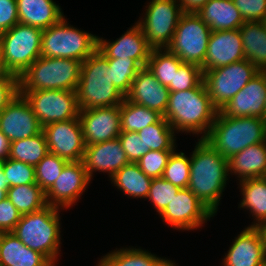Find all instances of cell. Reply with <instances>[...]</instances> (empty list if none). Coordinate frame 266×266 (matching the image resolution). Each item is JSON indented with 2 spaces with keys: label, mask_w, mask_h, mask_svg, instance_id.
I'll use <instances>...</instances> for the list:
<instances>
[{
  "label": "cell",
  "mask_w": 266,
  "mask_h": 266,
  "mask_svg": "<svg viewBox=\"0 0 266 266\" xmlns=\"http://www.w3.org/2000/svg\"><path fill=\"white\" fill-rule=\"evenodd\" d=\"M229 177L228 160L204 139H198L190 155L188 188L214 214Z\"/></svg>",
  "instance_id": "obj_1"
},
{
  "label": "cell",
  "mask_w": 266,
  "mask_h": 266,
  "mask_svg": "<svg viewBox=\"0 0 266 266\" xmlns=\"http://www.w3.org/2000/svg\"><path fill=\"white\" fill-rule=\"evenodd\" d=\"M218 110L211 103L205 84L185 91L169 92L163 117L176 132L201 135L204 139L214 123Z\"/></svg>",
  "instance_id": "obj_2"
},
{
  "label": "cell",
  "mask_w": 266,
  "mask_h": 266,
  "mask_svg": "<svg viewBox=\"0 0 266 266\" xmlns=\"http://www.w3.org/2000/svg\"><path fill=\"white\" fill-rule=\"evenodd\" d=\"M204 140L228 160L246 147L266 141V121L260 117H228L218 111Z\"/></svg>",
  "instance_id": "obj_3"
},
{
  "label": "cell",
  "mask_w": 266,
  "mask_h": 266,
  "mask_svg": "<svg viewBox=\"0 0 266 266\" xmlns=\"http://www.w3.org/2000/svg\"><path fill=\"white\" fill-rule=\"evenodd\" d=\"M108 59L96 50L82 62L76 90L80 110L120 105L125 95L113 84Z\"/></svg>",
  "instance_id": "obj_4"
},
{
  "label": "cell",
  "mask_w": 266,
  "mask_h": 266,
  "mask_svg": "<svg viewBox=\"0 0 266 266\" xmlns=\"http://www.w3.org/2000/svg\"><path fill=\"white\" fill-rule=\"evenodd\" d=\"M60 208L47 205L22 215L12 233L27 247L45 255L54 265L60 255Z\"/></svg>",
  "instance_id": "obj_5"
},
{
  "label": "cell",
  "mask_w": 266,
  "mask_h": 266,
  "mask_svg": "<svg viewBox=\"0 0 266 266\" xmlns=\"http://www.w3.org/2000/svg\"><path fill=\"white\" fill-rule=\"evenodd\" d=\"M82 62L40 56L20 77L19 92L36 90L76 91Z\"/></svg>",
  "instance_id": "obj_6"
},
{
  "label": "cell",
  "mask_w": 266,
  "mask_h": 266,
  "mask_svg": "<svg viewBox=\"0 0 266 266\" xmlns=\"http://www.w3.org/2000/svg\"><path fill=\"white\" fill-rule=\"evenodd\" d=\"M42 32L17 23L0 34V60L6 73L20 77L41 56Z\"/></svg>",
  "instance_id": "obj_7"
},
{
  "label": "cell",
  "mask_w": 266,
  "mask_h": 266,
  "mask_svg": "<svg viewBox=\"0 0 266 266\" xmlns=\"http://www.w3.org/2000/svg\"><path fill=\"white\" fill-rule=\"evenodd\" d=\"M98 47V36L69 25L65 16L44 29L41 37V56L49 58L86 60Z\"/></svg>",
  "instance_id": "obj_8"
},
{
  "label": "cell",
  "mask_w": 266,
  "mask_h": 266,
  "mask_svg": "<svg viewBox=\"0 0 266 266\" xmlns=\"http://www.w3.org/2000/svg\"><path fill=\"white\" fill-rule=\"evenodd\" d=\"M210 34V27L195 12H184L166 49L182 62L197 65L203 70Z\"/></svg>",
  "instance_id": "obj_9"
},
{
  "label": "cell",
  "mask_w": 266,
  "mask_h": 266,
  "mask_svg": "<svg viewBox=\"0 0 266 266\" xmlns=\"http://www.w3.org/2000/svg\"><path fill=\"white\" fill-rule=\"evenodd\" d=\"M259 72L247 59L203 70V83L213 106L220 111Z\"/></svg>",
  "instance_id": "obj_10"
},
{
  "label": "cell",
  "mask_w": 266,
  "mask_h": 266,
  "mask_svg": "<svg viewBox=\"0 0 266 266\" xmlns=\"http://www.w3.org/2000/svg\"><path fill=\"white\" fill-rule=\"evenodd\" d=\"M145 7L143 19L136 23L152 49H166L184 13L179 0H151Z\"/></svg>",
  "instance_id": "obj_11"
},
{
  "label": "cell",
  "mask_w": 266,
  "mask_h": 266,
  "mask_svg": "<svg viewBox=\"0 0 266 266\" xmlns=\"http://www.w3.org/2000/svg\"><path fill=\"white\" fill-rule=\"evenodd\" d=\"M30 104L42 127L79 117L77 93L71 90L19 92Z\"/></svg>",
  "instance_id": "obj_12"
},
{
  "label": "cell",
  "mask_w": 266,
  "mask_h": 266,
  "mask_svg": "<svg viewBox=\"0 0 266 266\" xmlns=\"http://www.w3.org/2000/svg\"><path fill=\"white\" fill-rule=\"evenodd\" d=\"M213 216L215 214L188 187L180 188L160 214L162 220L173 229L187 231L200 228Z\"/></svg>",
  "instance_id": "obj_13"
},
{
  "label": "cell",
  "mask_w": 266,
  "mask_h": 266,
  "mask_svg": "<svg viewBox=\"0 0 266 266\" xmlns=\"http://www.w3.org/2000/svg\"><path fill=\"white\" fill-rule=\"evenodd\" d=\"M49 153L67 161H82L85 142L79 117L43 127Z\"/></svg>",
  "instance_id": "obj_14"
},
{
  "label": "cell",
  "mask_w": 266,
  "mask_h": 266,
  "mask_svg": "<svg viewBox=\"0 0 266 266\" xmlns=\"http://www.w3.org/2000/svg\"><path fill=\"white\" fill-rule=\"evenodd\" d=\"M90 181L82 161H69L53 186L45 193L47 204L68 209L77 203Z\"/></svg>",
  "instance_id": "obj_15"
},
{
  "label": "cell",
  "mask_w": 266,
  "mask_h": 266,
  "mask_svg": "<svg viewBox=\"0 0 266 266\" xmlns=\"http://www.w3.org/2000/svg\"><path fill=\"white\" fill-rule=\"evenodd\" d=\"M85 145L110 141L121 133L120 105L80 110Z\"/></svg>",
  "instance_id": "obj_16"
},
{
  "label": "cell",
  "mask_w": 266,
  "mask_h": 266,
  "mask_svg": "<svg viewBox=\"0 0 266 266\" xmlns=\"http://www.w3.org/2000/svg\"><path fill=\"white\" fill-rule=\"evenodd\" d=\"M0 131L10 142L36 136L43 131L30 104L20 93L0 112Z\"/></svg>",
  "instance_id": "obj_17"
},
{
  "label": "cell",
  "mask_w": 266,
  "mask_h": 266,
  "mask_svg": "<svg viewBox=\"0 0 266 266\" xmlns=\"http://www.w3.org/2000/svg\"><path fill=\"white\" fill-rule=\"evenodd\" d=\"M266 71L253 77L221 110L228 117H260L265 119Z\"/></svg>",
  "instance_id": "obj_18"
},
{
  "label": "cell",
  "mask_w": 266,
  "mask_h": 266,
  "mask_svg": "<svg viewBox=\"0 0 266 266\" xmlns=\"http://www.w3.org/2000/svg\"><path fill=\"white\" fill-rule=\"evenodd\" d=\"M223 266H265L266 244L260 227H246L235 237Z\"/></svg>",
  "instance_id": "obj_19"
},
{
  "label": "cell",
  "mask_w": 266,
  "mask_h": 266,
  "mask_svg": "<svg viewBox=\"0 0 266 266\" xmlns=\"http://www.w3.org/2000/svg\"><path fill=\"white\" fill-rule=\"evenodd\" d=\"M97 50L107 59H134L142 67H146L152 48L148 45L140 26L135 23L115 41L110 42L98 36Z\"/></svg>",
  "instance_id": "obj_20"
},
{
  "label": "cell",
  "mask_w": 266,
  "mask_h": 266,
  "mask_svg": "<svg viewBox=\"0 0 266 266\" xmlns=\"http://www.w3.org/2000/svg\"><path fill=\"white\" fill-rule=\"evenodd\" d=\"M82 162L90 179L96 171L108 173L111 179L124 165L130 163L119 138L86 145Z\"/></svg>",
  "instance_id": "obj_21"
},
{
  "label": "cell",
  "mask_w": 266,
  "mask_h": 266,
  "mask_svg": "<svg viewBox=\"0 0 266 266\" xmlns=\"http://www.w3.org/2000/svg\"><path fill=\"white\" fill-rule=\"evenodd\" d=\"M246 59L239 29L211 31L203 70H211Z\"/></svg>",
  "instance_id": "obj_22"
},
{
  "label": "cell",
  "mask_w": 266,
  "mask_h": 266,
  "mask_svg": "<svg viewBox=\"0 0 266 266\" xmlns=\"http://www.w3.org/2000/svg\"><path fill=\"white\" fill-rule=\"evenodd\" d=\"M125 98L164 115L168 106L169 89L163 86L147 67H143L132 81L131 89Z\"/></svg>",
  "instance_id": "obj_23"
},
{
  "label": "cell",
  "mask_w": 266,
  "mask_h": 266,
  "mask_svg": "<svg viewBox=\"0 0 266 266\" xmlns=\"http://www.w3.org/2000/svg\"><path fill=\"white\" fill-rule=\"evenodd\" d=\"M0 266H55L45 255L32 250L12 232L0 233Z\"/></svg>",
  "instance_id": "obj_24"
},
{
  "label": "cell",
  "mask_w": 266,
  "mask_h": 266,
  "mask_svg": "<svg viewBox=\"0 0 266 266\" xmlns=\"http://www.w3.org/2000/svg\"><path fill=\"white\" fill-rule=\"evenodd\" d=\"M196 14L211 31L239 29L245 23L233 0H209Z\"/></svg>",
  "instance_id": "obj_25"
},
{
  "label": "cell",
  "mask_w": 266,
  "mask_h": 266,
  "mask_svg": "<svg viewBox=\"0 0 266 266\" xmlns=\"http://www.w3.org/2000/svg\"><path fill=\"white\" fill-rule=\"evenodd\" d=\"M19 23L41 30L58 23L64 14L53 0H16Z\"/></svg>",
  "instance_id": "obj_26"
},
{
  "label": "cell",
  "mask_w": 266,
  "mask_h": 266,
  "mask_svg": "<svg viewBox=\"0 0 266 266\" xmlns=\"http://www.w3.org/2000/svg\"><path fill=\"white\" fill-rule=\"evenodd\" d=\"M229 174L239 181L266 177V141L246 147L228 159Z\"/></svg>",
  "instance_id": "obj_27"
},
{
  "label": "cell",
  "mask_w": 266,
  "mask_h": 266,
  "mask_svg": "<svg viewBox=\"0 0 266 266\" xmlns=\"http://www.w3.org/2000/svg\"><path fill=\"white\" fill-rule=\"evenodd\" d=\"M245 58L259 71H266V28L262 22H245L240 28Z\"/></svg>",
  "instance_id": "obj_28"
},
{
  "label": "cell",
  "mask_w": 266,
  "mask_h": 266,
  "mask_svg": "<svg viewBox=\"0 0 266 266\" xmlns=\"http://www.w3.org/2000/svg\"><path fill=\"white\" fill-rule=\"evenodd\" d=\"M239 185L243 195L239 208L249 210L255 218L249 227H261L266 222V177L245 179Z\"/></svg>",
  "instance_id": "obj_29"
},
{
  "label": "cell",
  "mask_w": 266,
  "mask_h": 266,
  "mask_svg": "<svg viewBox=\"0 0 266 266\" xmlns=\"http://www.w3.org/2000/svg\"><path fill=\"white\" fill-rule=\"evenodd\" d=\"M114 186L132 198H147L152 179L148 177L137 163H128L110 179Z\"/></svg>",
  "instance_id": "obj_30"
},
{
  "label": "cell",
  "mask_w": 266,
  "mask_h": 266,
  "mask_svg": "<svg viewBox=\"0 0 266 266\" xmlns=\"http://www.w3.org/2000/svg\"><path fill=\"white\" fill-rule=\"evenodd\" d=\"M164 260L141 248H116L101 257L96 266H159Z\"/></svg>",
  "instance_id": "obj_31"
},
{
  "label": "cell",
  "mask_w": 266,
  "mask_h": 266,
  "mask_svg": "<svg viewBox=\"0 0 266 266\" xmlns=\"http://www.w3.org/2000/svg\"><path fill=\"white\" fill-rule=\"evenodd\" d=\"M163 117L158 111L136 104L126 98L120 104L121 132H139Z\"/></svg>",
  "instance_id": "obj_32"
},
{
  "label": "cell",
  "mask_w": 266,
  "mask_h": 266,
  "mask_svg": "<svg viewBox=\"0 0 266 266\" xmlns=\"http://www.w3.org/2000/svg\"><path fill=\"white\" fill-rule=\"evenodd\" d=\"M48 146L44 132L10 142L8 158L36 166L47 154Z\"/></svg>",
  "instance_id": "obj_33"
},
{
  "label": "cell",
  "mask_w": 266,
  "mask_h": 266,
  "mask_svg": "<svg viewBox=\"0 0 266 266\" xmlns=\"http://www.w3.org/2000/svg\"><path fill=\"white\" fill-rule=\"evenodd\" d=\"M7 198L21 215L39 211L48 205L45 192L36 183L10 187Z\"/></svg>",
  "instance_id": "obj_34"
},
{
  "label": "cell",
  "mask_w": 266,
  "mask_h": 266,
  "mask_svg": "<svg viewBox=\"0 0 266 266\" xmlns=\"http://www.w3.org/2000/svg\"><path fill=\"white\" fill-rule=\"evenodd\" d=\"M176 133L164 117L138 132L145 149L152 151L176 150Z\"/></svg>",
  "instance_id": "obj_35"
},
{
  "label": "cell",
  "mask_w": 266,
  "mask_h": 266,
  "mask_svg": "<svg viewBox=\"0 0 266 266\" xmlns=\"http://www.w3.org/2000/svg\"><path fill=\"white\" fill-rule=\"evenodd\" d=\"M182 63L181 59L167 49H152L146 67L163 86L168 87L173 83L174 74Z\"/></svg>",
  "instance_id": "obj_36"
},
{
  "label": "cell",
  "mask_w": 266,
  "mask_h": 266,
  "mask_svg": "<svg viewBox=\"0 0 266 266\" xmlns=\"http://www.w3.org/2000/svg\"><path fill=\"white\" fill-rule=\"evenodd\" d=\"M111 80L115 87L125 96L129 93L132 81L143 68L134 59H108Z\"/></svg>",
  "instance_id": "obj_37"
},
{
  "label": "cell",
  "mask_w": 266,
  "mask_h": 266,
  "mask_svg": "<svg viewBox=\"0 0 266 266\" xmlns=\"http://www.w3.org/2000/svg\"><path fill=\"white\" fill-rule=\"evenodd\" d=\"M64 158L48 153L34 168L36 184L46 193L60 176L63 168L68 163Z\"/></svg>",
  "instance_id": "obj_38"
},
{
  "label": "cell",
  "mask_w": 266,
  "mask_h": 266,
  "mask_svg": "<svg viewBox=\"0 0 266 266\" xmlns=\"http://www.w3.org/2000/svg\"><path fill=\"white\" fill-rule=\"evenodd\" d=\"M174 150L167 162L162 178L179 188H187L190 180V158Z\"/></svg>",
  "instance_id": "obj_39"
},
{
  "label": "cell",
  "mask_w": 266,
  "mask_h": 266,
  "mask_svg": "<svg viewBox=\"0 0 266 266\" xmlns=\"http://www.w3.org/2000/svg\"><path fill=\"white\" fill-rule=\"evenodd\" d=\"M203 70L197 65L183 62L174 74L173 83L167 87L169 92L185 91L203 83Z\"/></svg>",
  "instance_id": "obj_40"
},
{
  "label": "cell",
  "mask_w": 266,
  "mask_h": 266,
  "mask_svg": "<svg viewBox=\"0 0 266 266\" xmlns=\"http://www.w3.org/2000/svg\"><path fill=\"white\" fill-rule=\"evenodd\" d=\"M1 166L5 177L9 180V188L36 183L34 166L10 158L2 161Z\"/></svg>",
  "instance_id": "obj_41"
},
{
  "label": "cell",
  "mask_w": 266,
  "mask_h": 266,
  "mask_svg": "<svg viewBox=\"0 0 266 266\" xmlns=\"http://www.w3.org/2000/svg\"><path fill=\"white\" fill-rule=\"evenodd\" d=\"M179 187L174 186L169 181L161 178L152 179L149 193L146 199L151 201L156 212L160 215L177 195Z\"/></svg>",
  "instance_id": "obj_42"
},
{
  "label": "cell",
  "mask_w": 266,
  "mask_h": 266,
  "mask_svg": "<svg viewBox=\"0 0 266 266\" xmlns=\"http://www.w3.org/2000/svg\"><path fill=\"white\" fill-rule=\"evenodd\" d=\"M172 152L149 150L138 160L137 164L151 179L161 178Z\"/></svg>",
  "instance_id": "obj_43"
},
{
  "label": "cell",
  "mask_w": 266,
  "mask_h": 266,
  "mask_svg": "<svg viewBox=\"0 0 266 266\" xmlns=\"http://www.w3.org/2000/svg\"><path fill=\"white\" fill-rule=\"evenodd\" d=\"M118 138L129 162L137 163L149 151L137 132H121Z\"/></svg>",
  "instance_id": "obj_44"
},
{
  "label": "cell",
  "mask_w": 266,
  "mask_h": 266,
  "mask_svg": "<svg viewBox=\"0 0 266 266\" xmlns=\"http://www.w3.org/2000/svg\"><path fill=\"white\" fill-rule=\"evenodd\" d=\"M245 22H262L266 16V0H233Z\"/></svg>",
  "instance_id": "obj_45"
},
{
  "label": "cell",
  "mask_w": 266,
  "mask_h": 266,
  "mask_svg": "<svg viewBox=\"0 0 266 266\" xmlns=\"http://www.w3.org/2000/svg\"><path fill=\"white\" fill-rule=\"evenodd\" d=\"M19 94V77L4 73L0 77V112Z\"/></svg>",
  "instance_id": "obj_46"
},
{
  "label": "cell",
  "mask_w": 266,
  "mask_h": 266,
  "mask_svg": "<svg viewBox=\"0 0 266 266\" xmlns=\"http://www.w3.org/2000/svg\"><path fill=\"white\" fill-rule=\"evenodd\" d=\"M21 213L6 198L0 202V233L12 232L16 224L21 219Z\"/></svg>",
  "instance_id": "obj_47"
},
{
  "label": "cell",
  "mask_w": 266,
  "mask_h": 266,
  "mask_svg": "<svg viewBox=\"0 0 266 266\" xmlns=\"http://www.w3.org/2000/svg\"><path fill=\"white\" fill-rule=\"evenodd\" d=\"M19 23L16 0H0V34Z\"/></svg>",
  "instance_id": "obj_48"
},
{
  "label": "cell",
  "mask_w": 266,
  "mask_h": 266,
  "mask_svg": "<svg viewBox=\"0 0 266 266\" xmlns=\"http://www.w3.org/2000/svg\"><path fill=\"white\" fill-rule=\"evenodd\" d=\"M209 0H179L183 12H197Z\"/></svg>",
  "instance_id": "obj_49"
},
{
  "label": "cell",
  "mask_w": 266,
  "mask_h": 266,
  "mask_svg": "<svg viewBox=\"0 0 266 266\" xmlns=\"http://www.w3.org/2000/svg\"><path fill=\"white\" fill-rule=\"evenodd\" d=\"M10 141L9 139L0 131V161H4L9 156Z\"/></svg>",
  "instance_id": "obj_50"
},
{
  "label": "cell",
  "mask_w": 266,
  "mask_h": 266,
  "mask_svg": "<svg viewBox=\"0 0 266 266\" xmlns=\"http://www.w3.org/2000/svg\"><path fill=\"white\" fill-rule=\"evenodd\" d=\"M0 189H9V180L5 177L2 166L0 167Z\"/></svg>",
  "instance_id": "obj_51"
},
{
  "label": "cell",
  "mask_w": 266,
  "mask_h": 266,
  "mask_svg": "<svg viewBox=\"0 0 266 266\" xmlns=\"http://www.w3.org/2000/svg\"><path fill=\"white\" fill-rule=\"evenodd\" d=\"M159 266H177L175 262L168 260L167 258Z\"/></svg>",
  "instance_id": "obj_52"
},
{
  "label": "cell",
  "mask_w": 266,
  "mask_h": 266,
  "mask_svg": "<svg viewBox=\"0 0 266 266\" xmlns=\"http://www.w3.org/2000/svg\"><path fill=\"white\" fill-rule=\"evenodd\" d=\"M8 189H0V202L7 198Z\"/></svg>",
  "instance_id": "obj_53"
},
{
  "label": "cell",
  "mask_w": 266,
  "mask_h": 266,
  "mask_svg": "<svg viewBox=\"0 0 266 266\" xmlns=\"http://www.w3.org/2000/svg\"><path fill=\"white\" fill-rule=\"evenodd\" d=\"M260 228L263 232L264 240H265V244H266V222Z\"/></svg>",
  "instance_id": "obj_54"
},
{
  "label": "cell",
  "mask_w": 266,
  "mask_h": 266,
  "mask_svg": "<svg viewBox=\"0 0 266 266\" xmlns=\"http://www.w3.org/2000/svg\"><path fill=\"white\" fill-rule=\"evenodd\" d=\"M5 73L3 67H2V63H1V60H0V77Z\"/></svg>",
  "instance_id": "obj_55"
},
{
  "label": "cell",
  "mask_w": 266,
  "mask_h": 266,
  "mask_svg": "<svg viewBox=\"0 0 266 266\" xmlns=\"http://www.w3.org/2000/svg\"><path fill=\"white\" fill-rule=\"evenodd\" d=\"M263 25L265 26L266 28V16L264 17L263 21H262Z\"/></svg>",
  "instance_id": "obj_56"
}]
</instances>
